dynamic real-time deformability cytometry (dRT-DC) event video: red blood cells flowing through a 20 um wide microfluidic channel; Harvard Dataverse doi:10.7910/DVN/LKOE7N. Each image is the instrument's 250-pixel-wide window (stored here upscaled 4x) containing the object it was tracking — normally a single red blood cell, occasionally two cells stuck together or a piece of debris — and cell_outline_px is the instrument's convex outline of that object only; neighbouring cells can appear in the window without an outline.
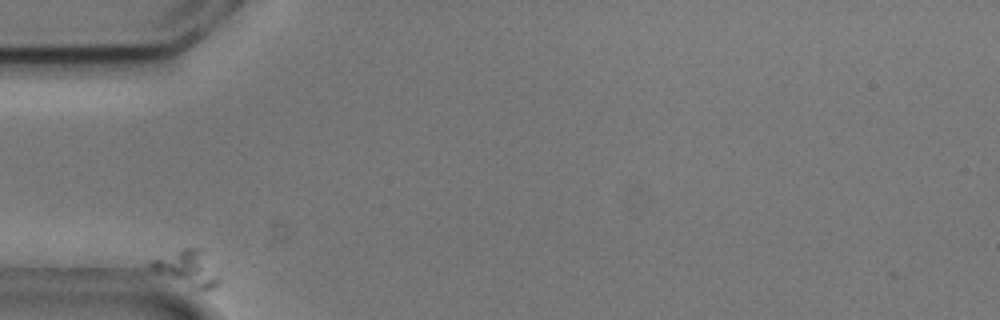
{"species": "common noctule bat (a hibernating species)", "species_latin": "Nyctalus noctula", "temperature_condition": "cold", "stored_images_in_passage": 40, "camera_frame_rate_fps": 3000, "um_per_image_px": 0.085, "animal": {"sex": "male", "body_mass_g": 20.5, "forearm_length_mm": 52.5}, "frame": {"image": 1, "passage_image": 1, "time_ms": 0.0, "image_size_px": [1000, 320], "cell_outline_px": [[220, 280], [212, 288], [204, 292], [148, 268], [144, 264], [148, 260], [184, 248], [204, 248]], "centroid_in_image_um": [15.9, 22.77], "position_along_channel_um": 69.1, "area_um2": 14.16}}
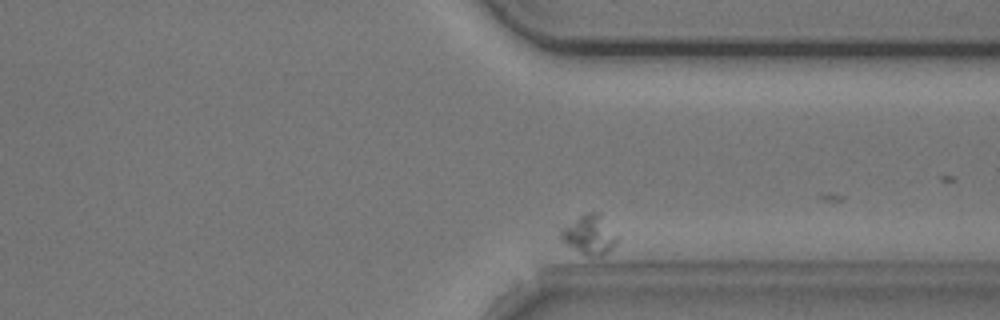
{"frame": {"image": 2, "passage_image": 39, "time_ms": 12.667, "image_size_px": [1000, 320], "cell_outline_px": [[620, 240], [608, 252], [600, 256], [588, 256], [564, 244], [560, 240], [560, 228], [580, 216], [588, 212], [600, 212]], "centroid_in_image_um": [50.1, 19.96], "position_along_channel_um": 361.3, "area_um2": 13.06}}